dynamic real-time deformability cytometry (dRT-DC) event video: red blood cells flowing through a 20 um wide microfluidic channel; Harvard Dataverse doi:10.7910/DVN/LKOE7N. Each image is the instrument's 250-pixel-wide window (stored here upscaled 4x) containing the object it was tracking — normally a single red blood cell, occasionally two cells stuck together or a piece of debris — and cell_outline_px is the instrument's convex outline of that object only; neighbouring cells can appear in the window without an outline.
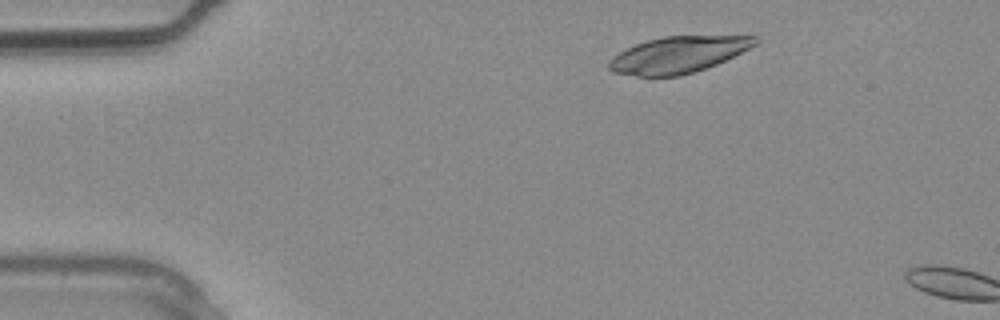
{"species": "common noctule bat (a hibernating species)", "species_latin": "Nyctalus noctula", "temperature_condition": "warm", "stored_images_in_passage": 2, "camera_frame_rate_fps": 3000, "um_per_image_px": 0.085, "animal": {"sex": "male", "body_mass_g": 20.4}, "frame": {"image": 1, "passage_image": 1, "time_ms": 0.0, "image_size_px": [1000, 320], "cell_outline_px": [[760, 40], [756, 44], [716, 64], [696, 72], [680, 76], [636, 76], [612, 72], [608, 68], [608, 60], [612, 56], [636, 44], [648, 40], [664, 36], [756, 36]], "centroid_in_image_um": [57.6, 4.66], "position_along_channel_um": 27.4, "area_um2": 30.81}}